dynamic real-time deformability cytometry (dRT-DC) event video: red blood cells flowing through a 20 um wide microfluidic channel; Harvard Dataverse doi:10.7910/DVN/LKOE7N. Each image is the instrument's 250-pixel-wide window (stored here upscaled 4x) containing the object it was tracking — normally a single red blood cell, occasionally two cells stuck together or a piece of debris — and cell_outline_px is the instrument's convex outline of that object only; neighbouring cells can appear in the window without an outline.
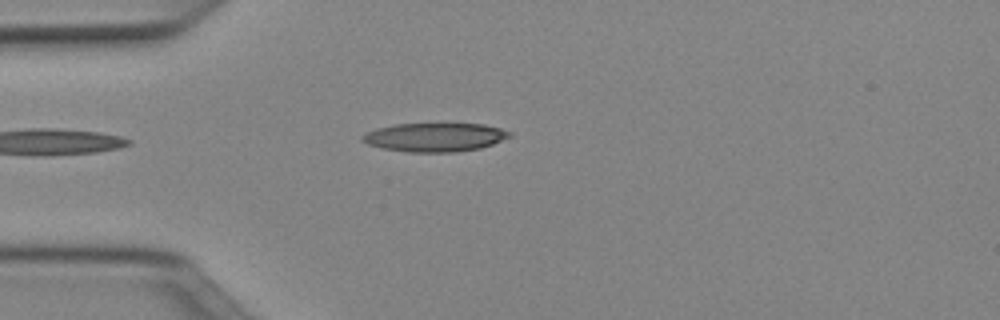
{"species": "Egyptian fruit bat (a non-hibernating species)", "species_latin": "Rousettus aegyptiacus", "temperature_condition": "cold", "stored_images_in_passage": 35, "camera_frame_rate_fps": 3000, "um_per_image_px": 0.085, "animal": {"sex": "female"}, "frame": {"image": 1, "passage_image": 1, "time_ms": 0.0, "image_size_px": [1000, 320], "cell_outline_px": [[512, 136], [492, 144], [480, 148], [456, 152], [408, 152], [384, 148], [368, 144], [360, 140], [360, 136], [364, 132], [376, 128], [396, 124], [484, 124], [500, 128], [512, 132]], "centroid_in_image_um": [36.94, 11.66], "position_along_channel_um": 48.1, "area_um2": 24.68}}
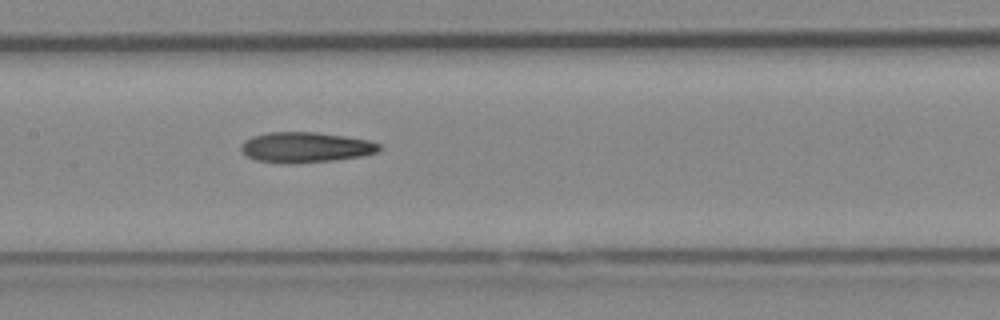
{"frame": {"image": 2, "passage_image": 12, "time_ms": 3.667, "image_size_px": [1000, 320], "cell_outline_px": [[380, 148], [376, 152], [360, 156], [332, 160], [292, 164], [280, 164], [256, 160], [248, 156], [240, 148], [240, 144], [244, 140], [252, 136], [268, 132], [316, 132], [344, 136], [368, 140], [380, 144]], "centroid_in_image_um": [25.92, 12.52], "position_along_channel_um": 181.5, "area_um2": 24.45}}
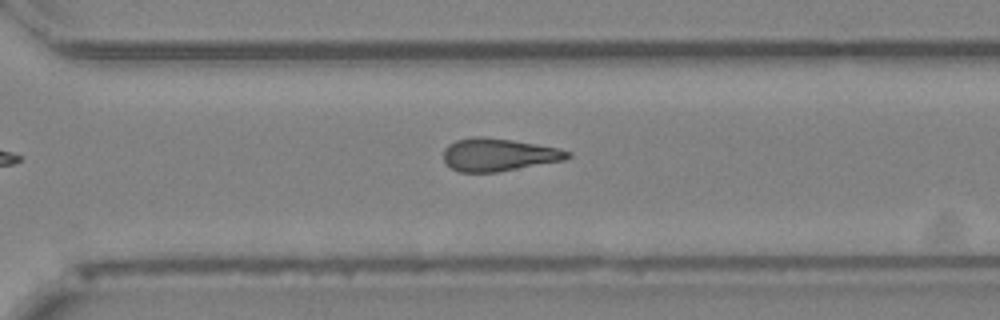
{"frame": {"image": 3, "passage_image": 23, "time_ms": 7.333, "image_size_px": [1000, 320], "cell_outline_px": [[572, 156], [564, 160], [496, 172], [460, 172], [452, 168], [444, 160], [444, 148], [448, 144], [456, 140], [472, 136], [484, 136], [512, 140], [560, 148], [572, 152]], "centroid_in_image_um": [42.38, 13.13], "position_along_channel_um": 328.2, "area_um2": 23.7}, "authors_computed_cell_mechanics": {"area_um2": 23.7558, "velocity_mm_per_s": 4.0169, "shape_relaxation_time_tau1_ms": null, "shape_relaxation_time_tau2_ms": 11.378, "deformation_change_tau1": null, "deformation_change_tau2": 0.2836}}